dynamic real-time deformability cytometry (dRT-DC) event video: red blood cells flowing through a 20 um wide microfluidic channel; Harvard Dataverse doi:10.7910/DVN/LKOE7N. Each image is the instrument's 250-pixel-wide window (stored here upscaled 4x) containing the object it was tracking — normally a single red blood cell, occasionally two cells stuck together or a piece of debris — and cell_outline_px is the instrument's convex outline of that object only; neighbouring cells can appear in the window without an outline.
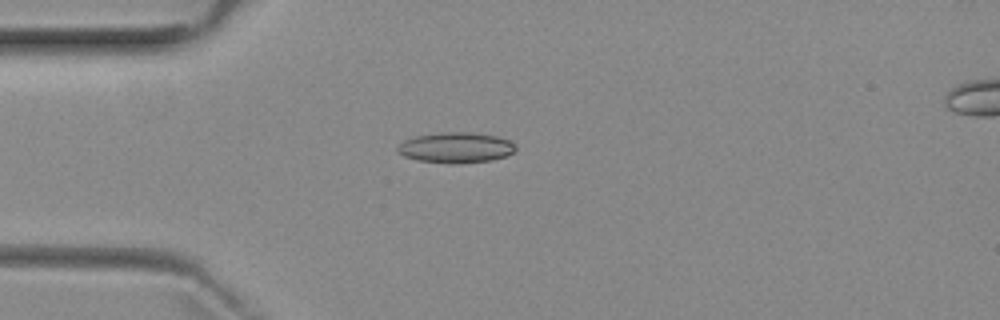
{"species": "common noctule bat (a hibernating species)", "species_latin": "Nyctalus noctula", "temperature_condition": "room temperature", "stored_images_in_passage": 4, "camera_frame_rate_fps": 3000, "um_per_image_px": 0.085, "animal": {"sex": "female", "body_mass_g": 29.2, "forearm_length_mm": 56.3}, "frame": {"image": 1, "passage_image": 3, "time_ms": 2.333, "image_size_px": [1000, 320], "cell_outline_px": [[516, 152], [492, 160], [416, 160], [404, 156], [396, 152], [396, 148], [404, 140], [416, 136], [440, 132], [476, 132], [496, 136], [508, 140], [516, 144]], "centroid_in_image_um": [38.76, 12.48], "position_along_channel_um": 46.2, "area_um2": 20.11}}